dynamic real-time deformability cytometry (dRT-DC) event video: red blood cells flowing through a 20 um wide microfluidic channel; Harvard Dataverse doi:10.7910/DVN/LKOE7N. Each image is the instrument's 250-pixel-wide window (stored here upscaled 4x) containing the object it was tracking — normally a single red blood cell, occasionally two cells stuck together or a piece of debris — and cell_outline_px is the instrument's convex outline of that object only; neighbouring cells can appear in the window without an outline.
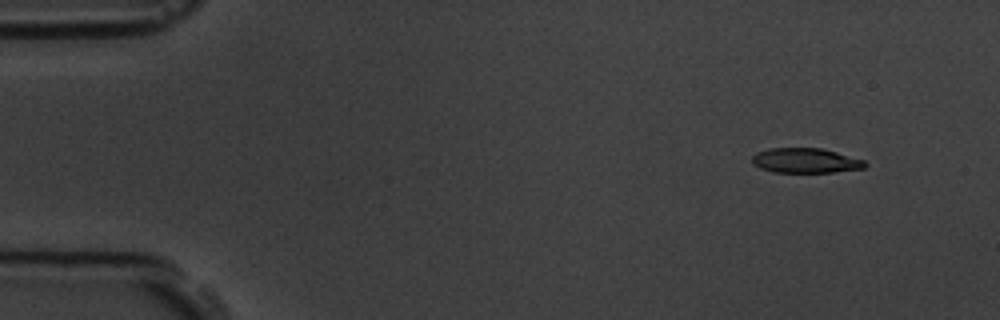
{"species": "common noctule bat (a hibernating species)", "species_latin": "Nyctalus noctula", "temperature_condition": "room temperature", "stored_images_in_passage": 5, "camera_frame_rate_fps": 3000, "um_per_image_px": 0.085, "animal": {"sex": "male", "body_mass_g": 19.5, "forearm_length_mm": 54.6}, "frame": {"image": 1, "passage_image": 2, "time_ms": 1.333, "image_size_px": [1000, 320], "cell_outline_px": [[868, 164], [864, 168], [832, 172], [772, 172], [760, 168], [752, 164], [752, 156], [756, 152], [768, 148], [820, 148], [836, 152], [864, 160]], "centroid_in_image_um": [68.43, 13.65], "position_along_channel_um": 16.6, "area_um2": 16.36}}